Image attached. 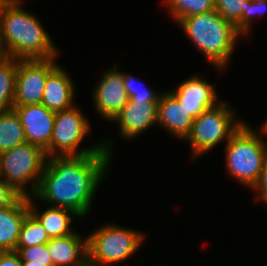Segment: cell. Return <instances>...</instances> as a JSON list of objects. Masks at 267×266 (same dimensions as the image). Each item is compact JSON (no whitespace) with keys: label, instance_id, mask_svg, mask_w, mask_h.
<instances>
[{"label":"cell","instance_id":"cell-1","mask_svg":"<svg viewBox=\"0 0 267 266\" xmlns=\"http://www.w3.org/2000/svg\"><path fill=\"white\" fill-rule=\"evenodd\" d=\"M112 156L103 148L94 154L47 158L33 197L40 204L45 202V205L66 208L80 218H86L91 212L98 186L110 171Z\"/></svg>","mask_w":267,"mask_h":266},{"label":"cell","instance_id":"cell-2","mask_svg":"<svg viewBox=\"0 0 267 266\" xmlns=\"http://www.w3.org/2000/svg\"><path fill=\"white\" fill-rule=\"evenodd\" d=\"M23 0H0V40L6 56L18 60L58 57L59 48ZM55 44V45H54Z\"/></svg>","mask_w":267,"mask_h":266},{"label":"cell","instance_id":"cell-3","mask_svg":"<svg viewBox=\"0 0 267 266\" xmlns=\"http://www.w3.org/2000/svg\"><path fill=\"white\" fill-rule=\"evenodd\" d=\"M176 24L206 57L208 64L225 72L238 39L243 36L231 22L213 10L181 18Z\"/></svg>","mask_w":267,"mask_h":266},{"label":"cell","instance_id":"cell-4","mask_svg":"<svg viewBox=\"0 0 267 266\" xmlns=\"http://www.w3.org/2000/svg\"><path fill=\"white\" fill-rule=\"evenodd\" d=\"M247 123L244 121L226 143L224 161L229 177L251 190L267 156V139Z\"/></svg>","mask_w":267,"mask_h":266},{"label":"cell","instance_id":"cell-5","mask_svg":"<svg viewBox=\"0 0 267 266\" xmlns=\"http://www.w3.org/2000/svg\"><path fill=\"white\" fill-rule=\"evenodd\" d=\"M89 118L85 117L82 109L77 105L74 107L58 111L55 114V122L49 148L45 151L47 158L52 156H68L94 154L105 148L111 155L113 153L114 142L109 138L106 141L96 142L86 148H80L84 137L92 132Z\"/></svg>","mask_w":267,"mask_h":266},{"label":"cell","instance_id":"cell-6","mask_svg":"<svg viewBox=\"0 0 267 266\" xmlns=\"http://www.w3.org/2000/svg\"><path fill=\"white\" fill-rule=\"evenodd\" d=\"M231 104L222 100L215 107L205 110L194 119L191 132L184 140L189 143L190 158L195 160L214 147L229 141L231 135L244 122L236 117Z\"/></svg>","mask_w":267,"mask_h":266},{"label":"cell","instance_id":"cell-7","mask_svg":"<svg viewBox=\"0 0 267 266\" xmlns=\"http://www.w3.org/2000/svg\"><path fill=\"white\" fill-rule=\"evenodd\" d=\"M145 239V233L132 228L111 223L102 225L87 235L88 262L95 266L123 263L137 252Z\"/></svg>","mask_w":267,"mask_h":266},{"label":"cell","instance_id":"cell-8","mask_svg":"<svg viewBox=\"0 0 267 266\" xmlns=\"http://www.w3.org/2000/svg\"><path fill=\"white\" fill-rule=\"evenodd\" d=\"M46 161L40 147L25 142L0 153V176L20 196L30 197L35 194Z\"/></svg>","mask_w":267,"mask_h":266},{"label":"cell","instance_id":"cell-9","mask_svg":"<svg viewBox=\"0 0 267 266\" xmlns=\"http://www.w3.org/2000/svg\"><path fill=\"white\" fill-rule=\"evenodd\" d=\"M56 61L57 57L19 60L14 106L41 104L48 74L58 65Z\"/></svg>","mask_w":267,"mask_h":266},{"label":"cell","instance_id":"cell-10","mask_svg":"<svg viewBox=\"0 0 267 266\" xmlns=\"http://www.w3.org/2000/svg\"><path fill=\"white\" fill-rule=\"evenodd\" d=\"M117 62L103 72L101 79L92 89L93 106L104 121L111 122L127 104L129 98L124 88L123 75Z\"/></svg>","mask_w":267,"mask_h":266},{"label":"cell","instance_id":"cell-11","mask_svg":"<svg viewBox=\"0 0 267 266\" xmlns=\"http://www.w3.org/2000/svg\"><path fill=\"white\" fill-rule=\"evenodd\" d=\"M215 86L216 84L209 83L203 76L197 74L184 79L176 86L177 88L168 90L184 106L188 114L196 119L205 110L221 102Z\"/></svg>","mask_w":267,"mask_h":266},{"label":"cell","instance_id":"cell-12","mask_svg":"<svg viewBox=\"0 0 267 266\" xmlns=\"http://www.w3.org/2000/svg\"><path fill=\"white\" fill-rule=\"evenodd\" d=\"M13 109L20 118L26 141L45 152L50 146L56 112L42 104L14 106Z\"/></svg>","mask_w":267,"mask_h":266},{"label":"cell","instance_id":"cell-13","mask_svg":"<svg viewBox=\"0 0 267 266\" xmlns=\"http://www.w3.org/2000/svg\"><path fill=\"white\" fill-rule=\"evenodd\" d=\"M119 127L122 140H132L158 124V103H140L128 100L111 121Z\"/></svg>","mask_w":267,"mask_h":266},{"label":"cell","instance_id":"cell-14","mask_svg":"<svg viewBox=\"0 0 267 266\" xmlns=\"http://www.w3.org/2000/svg\"><path fill=\"white\" fill-rule=\"evenodd\" d=\"M75 86L69 72L58 64L48 74L41 104L54 112L74 107Z\"/></svg>","mask_w":267,"mask_h":266},{"label":"cell","instance_id":"cell-15","mask_svg":"<svg viewBox=\"0 0 267 266\" xmlns=\"http://www.w3.org/2000/svg\"><path fill=\"white\" fill-rule=\"evenodd\" d=\"M167 90V91H166ZM158 101V127L166 130L181 141L190 134L194 118L182 106L177 98L166 89Z\"/></svg>","mask_w":267,"mask_h":266},{"label":"cell","instance_id":"cell-16","mask_svg":"<svg viewBox=\"0 0 267 266\" xmlns=\"http://www.w3.org/2000/svg\"><path fill=\"white\" fill-rule=\"evenodd\" d=\"M47 250L54 266H83L88 261L87 236L78 231L50 238Z\"/></svg>","mask_w":267,"mask_h":266},{"label":"cell","instance_id":"cell-17","mask_svg":"<svg viewBox=\"0 0 267 266\" xmlns=\"http://www.w3.org/2000/svg\"><path fill=\"white\" fill-rule=\"evenodd\" d=\"M29 213L25 196H19L10 206L0 209V251H15L22 224Z\"/></svg>","mask_w":267,"mask_h":266},{"label":"cell","instance_id":"cell-18","mask_svg":"<svg viewBox=\"0 0 267 266\" xmlns=\"http://www.w3.org/2000/svg\"><path fill=\"white\" fill-rule=\"evenodd\" d=\"M36 201L33 196L28 197L29 211L43 226L49 238L62 237L75 232L72 221L76 217L81 219L78 214L66 208L49 205L41 211L40 205H37L39 202Z\"/></svg>","mask_w":267,"mask_h":266},{"label":"cell","instance_id":"cell-19","mask_svg":"<svg viewBox=\"0 0 267 266\" xmlns=\"http://www.w3.org/2000/svg\"><path fill=\"white\" fill-rule=\"evenodd\" d=\"M25 142L24 128L16 111L0 112V153Z\"/></svg>","mask_w":267,"mask_h":266},{"label":"cell","instance_id":"cell-20","mask_svg":"<svg viewBox=\"0 0 267 266\" xmlns=\"http://www.w3.org/2000/svg\"><path fill=\"white\" fill-rule=\"evenodd\" d=\"M19 60L5 56L0 60V112L14 107L16 74Z\"/></svg>","mask_w":267,"mask_h":266},{"label":"cell","instance_id":"cell-21","mask_svg":"<svg viewBox=\"0 0 267 266\" xmlns=\"http://www.w3.org/2000/svg\"><path fill=\"white\" fill-rule=\"evenodd\" d=\"M168 15L174 22L215 10V0H164Z\"/></svg>","mask_w":267,"mask_h":266},{"label":"cell","instance_id":"cell-22","mask_svg":"<svg viewBox=\"0 0 267 266\" xmlns=\"http://www.w3.org/2000/svg\"><path fill=\"white\" fill-rule=\"evenodd\" d=\"M49 240L50 238L43 226L31 213H29L22 224L16 248L46 244Z\"/></svg>","mask_w":267,"mask_h":266},{"label":"cell","instance_id":"cell-23","mask_svg":"<svg viewBox=\"0 0 267 266\" xmlns=\"http://www.w3.org/2000/svg\"><path fill=\"white\" fill-rule=\"evenodd\" d=\"M124 88L126 89L130 101L140 103H158L162 91L157 92L147 88L144 82L129 73H123Z\"/></svg>","mask_w":267,"mask_h":266},{"label":"cell","instance_id":"cell-24","mask_svg":"<svg viewBox=\"0 0 267 266\" xmlns=\"http://www.w3.org/2000/svg\"><path fill=\"white\" fill-rule=\"evenodd\" d=\"M266 12L267 0H250V5H247L241 19L234 26L245 39L251 34L253 29L252 25L255 23V19L258 18V16H263Z\"/></svg>","mask_w":267,"mask_h":266},{"label":"cell","instance_id":"cell-25","mask_svg":"<svg viewBox=\"0 0 267 266\" xmlns=\"http://www.w3.org/2000/svg\"><path fill=\"white\" fill-rule=\"evenodd\" d=\"M250 0H215V11L235 25L245 12Z\"/></svg>","mask_w":267,"mask_h":266},{"label":"cell","instance_id":"cell-26","mask_svg":"<svg viewBox=\"0 0 267 266\" xmlns=\"http://www.w3.org/2000/svg\"><path fill=\"white\" fill-rule=\"evenodd\" d=\"M15 251L22 262L37 263L44 266H54L47 250V243L33 247L16 248Z\"/></svg>","mask_w":267,"mask_h":266},{"label":"cell","instance_id":"cell-27","mask_svg":"<svg viewBox=\"0 0 267 266\" xmlns=\"http://www.w3.org/2000/svg\"><path fill=\"white\" fill-rule=\"evenodd\" d=\"M251 190L256 193L255 200L263 202L265 207H267V156L265 158L259 179Z\"/></svg>","mask_w":267,"mask_h":266},{"label":"cell","instance_id":"cell-28","mask_svg":"<svg viewBox=\"0 0 267 266\" xmlns=\"http://www.w3.org/2000/svg\"><path fill=\"white\" fill-rule=\"evenodd\" d=\"M19 196L0 176V209L10 206Z\"/></svg>","mask_w":267,"mask_h":266},{"label":"cell","instance_id":"cell-29","mask_svg":"<svg viewBox=\"0 0 267 266\" xmlns=\"http://www.w3.org/2000/svg\"><path fill=\"white\" fill-rule=\"evenodd\" d=\"M0 266H22L16 251H0Z\"/></svg>","mask_w":267,"mask_h":266},{"label":"cell","instance_id":"cell-30","mask_svg":"<svg viewBox=\"0 0 267 266\" xmlns=\"http://www.w3.org/2000/svg\"><path fill=\"white\" fill-rule=\"evenodd\" d=\"M262 124L263 125L258 127L259 129H257V130H259L262 133V135L267 137V118Z\"/></svg>","mask_w":267,"mask_h":266},{"label":"cell","instance_id":"cell-31","mask_svg":"<svg viewBox=\"0 0 267 266\" xmlns=\"http://www.w3.org/2000/svg\"><path fill=\"white\" fill-rule=\"evenodd\" d=\"M22 266H44L42 264L31 263V262H22Z\"/></svg>","mask_w":267,"mask_h":266},{"label":"cell","instance_id":"cell-32","mask_svg":"<svg viewBox=\"0 0 267 266\" xmlns=\"http://www.w3.org/2000/svg\"><path fill=\"white\" fill-rule=\"evenodd\" d=\"M6 56L5 51L2 47L1 40H0V60Z\"/></svg>","mask_w":267,"mask_h":266},{"label":"cell","instance_id":"cell-33","mask_svg":"<svg viewBox=\"0 0 267 266\" xmlns=\"http://www.w3.org/2000/svg\"><path fill=\"white\" fill-rule=\"evenodd\" d=\"M83 266H95L94 264L89 263L88 261Z\"/></svg>","mask_w":267,"mask_h":266}]
</instances>
